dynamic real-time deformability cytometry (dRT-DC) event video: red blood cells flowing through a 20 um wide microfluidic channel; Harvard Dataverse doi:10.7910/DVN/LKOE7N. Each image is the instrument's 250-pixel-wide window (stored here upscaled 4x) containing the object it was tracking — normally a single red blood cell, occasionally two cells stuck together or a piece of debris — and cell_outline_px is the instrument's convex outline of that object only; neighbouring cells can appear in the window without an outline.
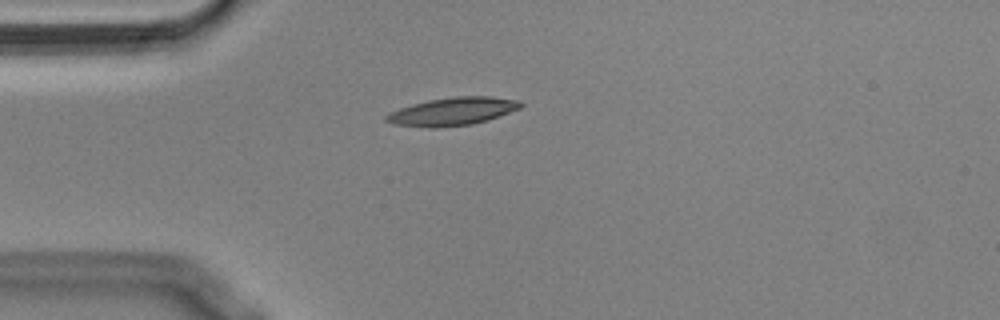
{"species": "Egyptian fruit bat (a non-hibernating species)", "species_latin": "Rousettus aegyptiacus", "temperature_condition": "cold", "stored_images_in_passage": 42, "camera_frame_rate_fps": 3000, "um_per_image_px": 0.085, "animal": {"sex": "male"}, "frame": {"image": 1, "passage_image": 1, "time_ms": 0.0, "image_size_px": [1000, 320], "cell_outline_px": [[524, 104], [520, 108], [488, 120], [472, 124], [436, 128], [428, 128], [396, 124], [384, 120], [384, 116], [388, 112], [412, 104], [428, 100], [456, 96], [492, 96], [520, 100]], "centroid_in_image_um": [38.47, 9.47], "position_along_channel_um": 46.5, "area_um2": 22.02}}
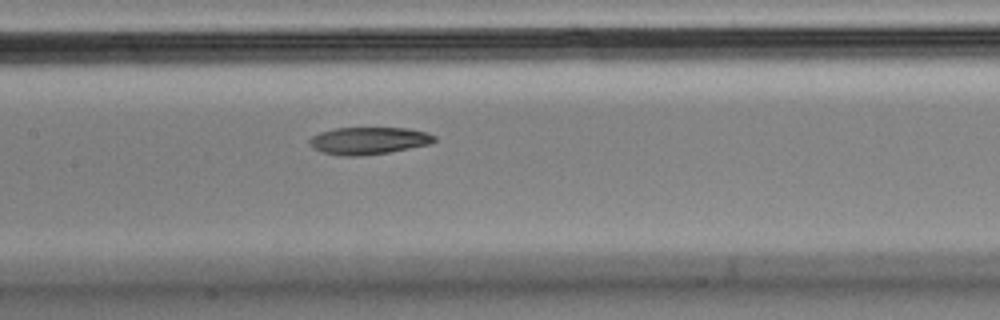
{"frame": {"image": 2, "passage_image": 13, "time_ms": 4.0, "image_size_px": [1000, 320], "cell_outline_px": [[436, 140], [428, 144], [388, 152], [356, 156], [340, 156], [324, 152], [312, 148], [308, 144], [308, 140], [312, 136], [320, 132], [336, 128], [408, 128], [424, 132], [436, 136]], "centroid_in_image_um": [31.28, 11.95], "position_along_channel_um": 176.1, "area_um2": 19.65}}
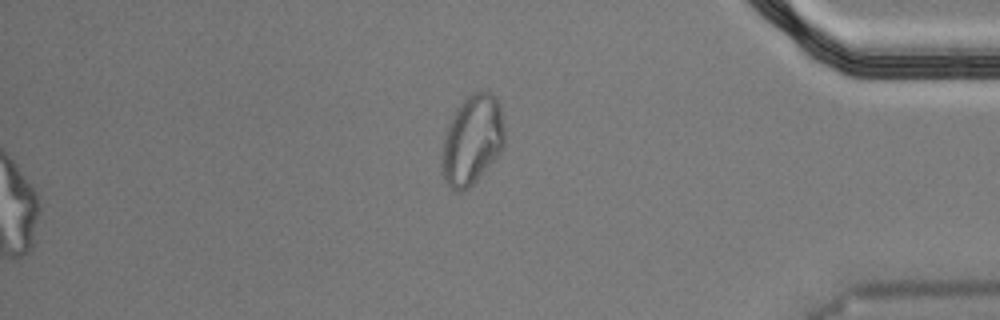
{"frame": {"image": 3, "passage_image": 34, "time_ms": 11.0, "image_size_px": [1000, 320], "cell_outline_px": [[504, 148], [476, 180], [468, 188], [460, 192], [456, 192], [444, 180], [440, 172], [440, 152], [444, 136], [456, 108], [472, 92], [492, 92], [496, 96], [500, 104], [504, 116]], "centroid_in_image_um": [40.12, 11.9], "position_along_channel_um": 395.1, "area_um2": 33.18}}